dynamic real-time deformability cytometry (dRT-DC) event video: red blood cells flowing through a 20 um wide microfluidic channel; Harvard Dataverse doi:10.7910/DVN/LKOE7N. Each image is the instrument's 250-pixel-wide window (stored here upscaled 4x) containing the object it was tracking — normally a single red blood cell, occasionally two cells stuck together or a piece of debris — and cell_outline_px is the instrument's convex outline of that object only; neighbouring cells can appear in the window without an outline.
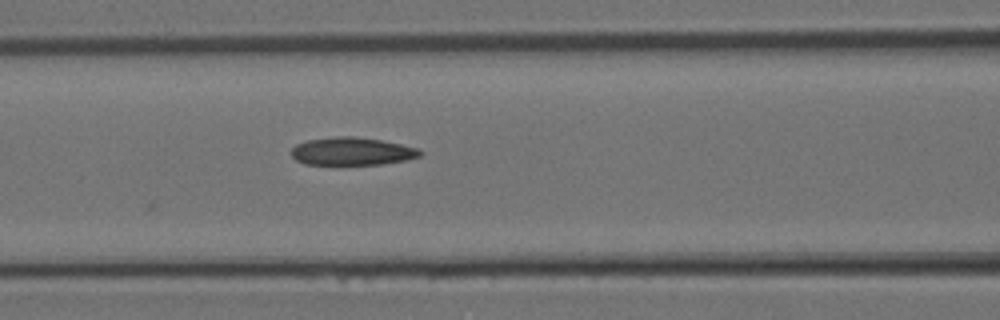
{"species": "Egyptian fruit bat (a non-hibernating species)", "species_latin": "Rousettus aegyptiacus", "temperature_condition": "room temperature", "stored_images_in_passage": 10, "camera_frame_rate_fps": 3000, "um_per_image_px": 0.085, "animal": {"sex": "female"}, "frame": {"image": 1, "passage_image": 6, "time_ms": 1.667, "image_size_px": [1000, 320], "cell_outline_px": [[424, 152], [420, 156], [408, 160], [384, 164], [304, 164], [296, 160], [292, 156], [292, 148], [296, 144], [308, 140], [336, 136], [352, 136], [380, 140], [420, 148]], "centroid_in_image_um": [29.96, 12.86], "position_along_channel_um": 136.6, "area_um2": 20.92}}
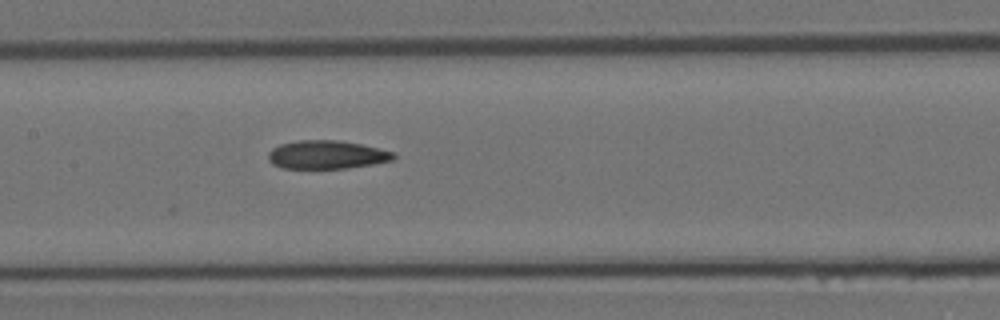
{"frame": {"image": 2, "passage_image": 8, "time_ms": 2.333, "image_size_px": [1000, 320], "cell_outline_px": [[396, 156], [392, 160], [372, 164], [348, 168], [280, 168], [272, 164], [268, 160], [268, 152], [272, 148], [280, 144], [300, 140], [336, 140], [360, 144], [380, 148], [396, 152]], "centroid_in_image_um": [27.76, 13.15], "position_along_channel_um": 179.6, "area_um2": 20.81}}
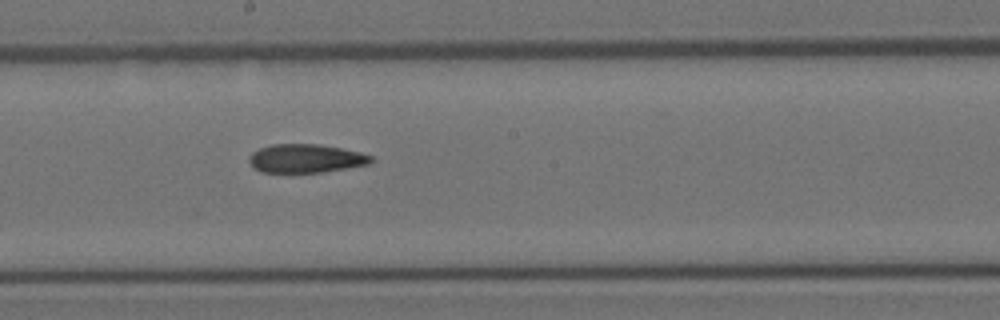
{"frame": {"image": 3, "passage_image": 10, "time_ms": 3.0, "image_size_px": [1000, 320], "cell_outline_px": [[376, 160], [368, 164], [324, 172], [260, 172], [248, 160], [248, 156], [252, 152], [260, 148], [272, 144], [320, 144], [360, 152], [372, 156]], "centroid_in_image_um": [26.01, 13.46], "position_along_channel_um": 222.2, "area_um2": 20.29}}